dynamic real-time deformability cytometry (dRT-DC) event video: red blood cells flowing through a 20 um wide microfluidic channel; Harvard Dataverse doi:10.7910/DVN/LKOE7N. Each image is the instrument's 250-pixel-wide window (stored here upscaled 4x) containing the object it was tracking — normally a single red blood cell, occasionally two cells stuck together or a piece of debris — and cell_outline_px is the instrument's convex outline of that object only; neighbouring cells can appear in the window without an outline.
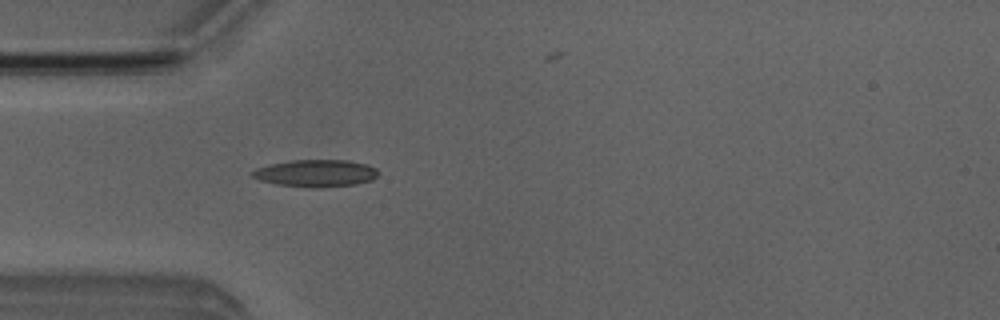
{"species": "Egyptian fruit bat (a non-hibernating species)", "species_latin": "Rousettus aegyptiacus", "temperature_condition": "room temperature", "stored_images_in_passage": 4, "camera_frame_rate_fps": 3000, "um_per_image_px": 0.085, "animal": {"sex": "male"}, "frame": {"image": 1, "passage_image": 4, "time_ms": 3.667, "image_size_px": [1000, 320], "cell_outline_px": [[380, 172], [372, 180], [356, 184], [320, 188], [308, 188], [276, 184], [260, 180], [252, 176], [252, 172], [256, 168], [268, 164], [292, 160], [348, 160], [368, 164], [376, 168]], "centroid_in_image_um": [26.87, 14.72], "position_along_channel_um": 58.1, "area_um2": 20.17}}